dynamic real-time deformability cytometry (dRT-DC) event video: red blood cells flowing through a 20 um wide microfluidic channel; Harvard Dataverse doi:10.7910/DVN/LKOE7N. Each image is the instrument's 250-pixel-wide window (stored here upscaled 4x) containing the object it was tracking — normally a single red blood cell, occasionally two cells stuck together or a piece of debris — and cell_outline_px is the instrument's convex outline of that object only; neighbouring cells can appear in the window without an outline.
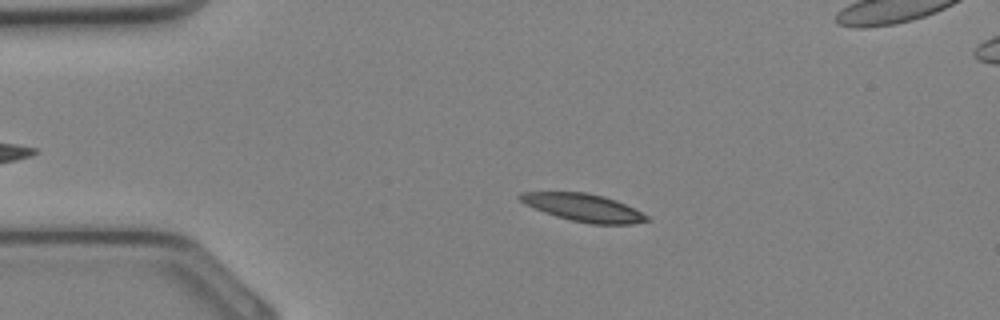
{"species": "Egyptian fruit bat (a non-hibernating species)", "species_latin": "Rousettus aegyptiacus", "temperature_condition": "cold", "stored_images_in_passage": 29, "camera_frame_rate_fps": 3000, "um_per_image_px": 0.085, "animal": {"sex": "female"}, "frame": {"image": 1, "passage_image": 6, "time_ms": 1.667, "image_size_px": [1000, 320], "cell_outline_px": [[652, 220], [632, 224], [592, 224], [572, 220], [556, 216], [544, 212], [524, 204], [516, 196], [520, 192], [584, 192], [604, 196], [616, 200], [648, 216]], "centroid_in_image_um": [49.57, 17.64], "position_along_channel_um": 35.4, "area_um2": 20.29}}
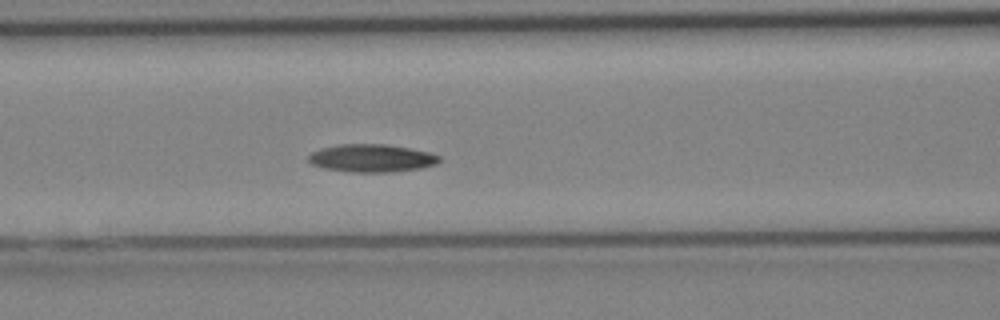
{"frame": {"image": 2, "passage_image": 13, "time_ms": 4.0, "image_size_px": [1000, 320], "cell_outline_px": [[440, 160], [436, 164], [420, 168], [392, 172], [348, 172], [324, 168], [312, 164], [308, 160], [308, 156], [312, 152], [324, 148], [340, 144], [384, 144], [408, 148], [428, 152], [440, 156]], "centroid_in_image_um": [31.58, 13.45], "position_along_channel_um": 135.0, "area_um2": 21.04}}
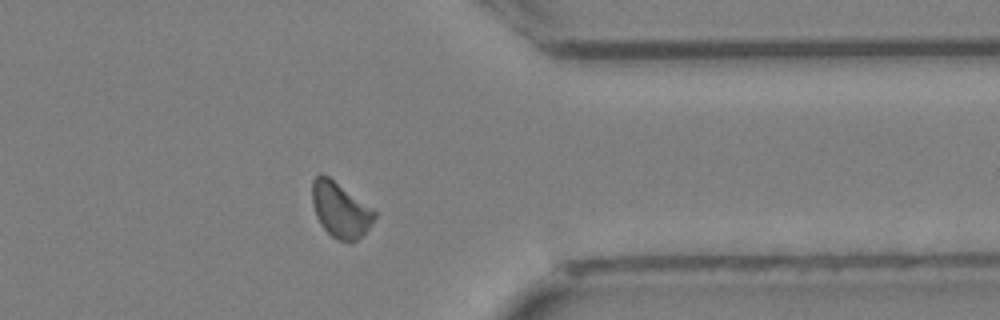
{"frame": {"image": 3, "passage_image": 26, "time_ms": 8.333, "image_size_px": [1000, 320], "cell_outline_px": [[376, 216], [372, 224], [352, 244], [336, 240], [320, 224], [316, 216], [312, 204], [312, 180], [320, 172], [328, 176], [376, 212]], "centroid_in_image_um": [28.89, 17.86], "position_along_channel_um": 382.5, "area_um2": 19.88}}